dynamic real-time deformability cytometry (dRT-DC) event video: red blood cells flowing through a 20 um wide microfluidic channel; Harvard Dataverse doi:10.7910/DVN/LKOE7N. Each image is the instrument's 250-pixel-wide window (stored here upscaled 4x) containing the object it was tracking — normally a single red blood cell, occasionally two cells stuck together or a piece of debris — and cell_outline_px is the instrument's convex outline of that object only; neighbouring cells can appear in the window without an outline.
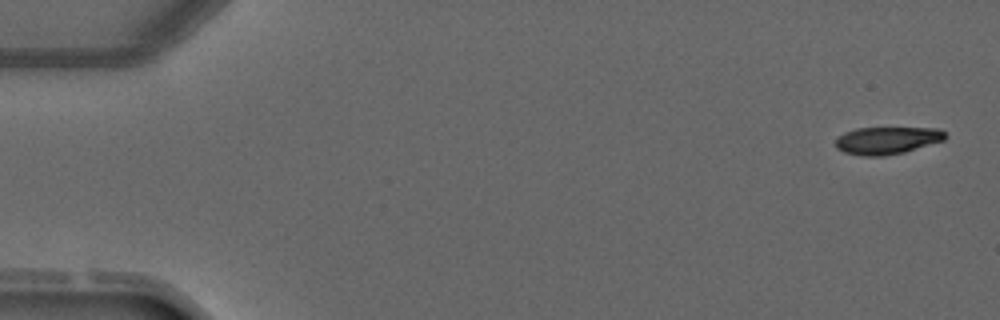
{"species": "common noctule bat (a hibernating species)", "species_latin": "Nyctalus noctula", "temperature_condition": "warm", "stored_images_in_passage": 3, "camera_frame_rate_fps": 3000, "um_per_image_px": 0.085, "animal": {"sex": "male", "forearm_length_mm": 52.5}, "frame": {"image": 1, "passage_image": 1, "time_ms": 0.0, "image_size_px": [1000, 320], "cell_outline_px": [[948, 136], [944, 140], [904, 152], [884, 156], [864, 156], [844, 152], [836, 148], [836, 136], [844, 132], [856, 128], [940, 128]], "centroid_in_image_um": [75.38, 11.93], "position_along_channel_um": 9.6, "area_um2": 17.57}}
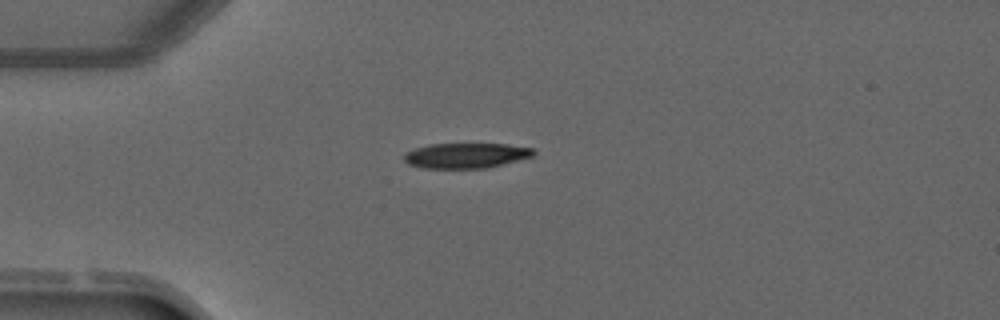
{"frame": {"image": 2, "passage_image": 3, "time_ms": 3.333, "image_size_px": [1000, 320], "cell_outline_px": [[536, 152], [532, 156], [488, 168], [424, 168], [408, 164], [404, 160], [404, 152], [428, 144], [508, 144], [532, 148]], "centroid_in_image_um": [39.58, 13.22], "position_along_channel_um": 45.4, "area_um2": 18.96}}